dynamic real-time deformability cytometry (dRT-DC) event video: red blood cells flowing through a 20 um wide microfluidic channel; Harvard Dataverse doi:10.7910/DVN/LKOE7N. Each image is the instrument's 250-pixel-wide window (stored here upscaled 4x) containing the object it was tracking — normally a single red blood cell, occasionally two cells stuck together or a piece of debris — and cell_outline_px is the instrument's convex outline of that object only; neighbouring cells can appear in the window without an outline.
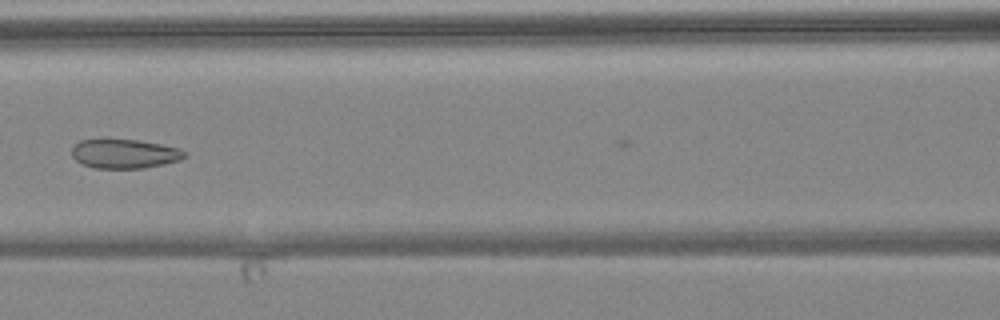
{"species": "common noctule bat (a hibernating species)", "species_latin": "Nyctalus noctula", "temperature_condition": "warm", "stored_images_in_passage": 8, "camera_frame_rate_fps": 3000, "um_per_image_px": 0.085, "animal": {"sex": "female", "body_mass_g": 24.6, "forearm_length_mm": 56.2}, "frame": {"image": 1, "passage_image": 7, "time_ms": 7.333, "image_size_px": [1000, 320], "cell_outline_px": [[184, 156], [180, 160], [164, 164], [144, 168], [92, 168], [76, 160], [72, 156], [72, 148], [80, 140], [136, 140], [160, 144], [180, 148], [184, 152]], "centroid_in_image_um": [10.58, 13.08], "position_along_channel_um": 156.0, "area_um2": 18.9}}